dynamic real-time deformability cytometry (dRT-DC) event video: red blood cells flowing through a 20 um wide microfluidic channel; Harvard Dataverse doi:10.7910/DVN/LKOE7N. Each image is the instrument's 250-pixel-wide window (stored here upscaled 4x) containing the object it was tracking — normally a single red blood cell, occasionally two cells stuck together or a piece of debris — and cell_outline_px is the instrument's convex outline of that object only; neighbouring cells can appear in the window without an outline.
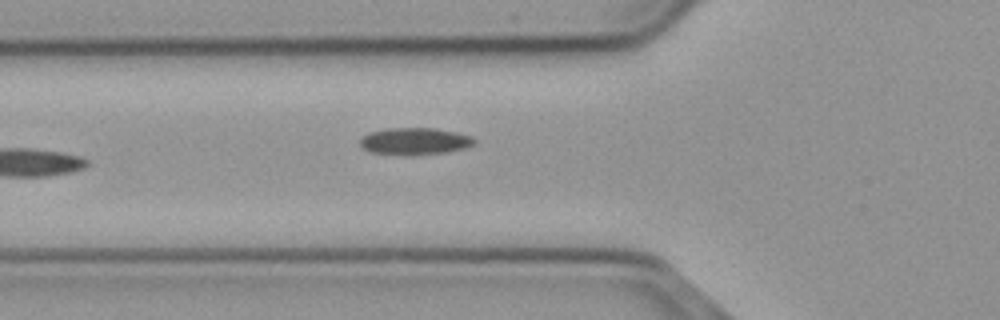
{"species": "common noctule bat (a hibernating species)", "species_latin": "Nyctalus noctula", "temperature_condition": "cold", "stored_images_in_passage": 11, "camera_frame_rate_fps": 3000, "um_per_image_px": 0.085, "animal": {"sex": "male", "body_mass_g": 23.1, "forearm_length_mm": 52.7}, "frame": {"image": 1, "passage_image": 4, "time_ms": 1.0, "image_size_px": [1000, 320], "cell_outline_px": [[476, 144], [464, 148], [444, 152], [372, 152], [360, 148], [360, 136], [368, 132], [384, 128], [436, 128], [456, 132], [472, 136], [476, 140]], "centroid_in_image_um": [35.24, 11.94], "position_along_channel_um": 90.6, "area_um2": 17.28}}